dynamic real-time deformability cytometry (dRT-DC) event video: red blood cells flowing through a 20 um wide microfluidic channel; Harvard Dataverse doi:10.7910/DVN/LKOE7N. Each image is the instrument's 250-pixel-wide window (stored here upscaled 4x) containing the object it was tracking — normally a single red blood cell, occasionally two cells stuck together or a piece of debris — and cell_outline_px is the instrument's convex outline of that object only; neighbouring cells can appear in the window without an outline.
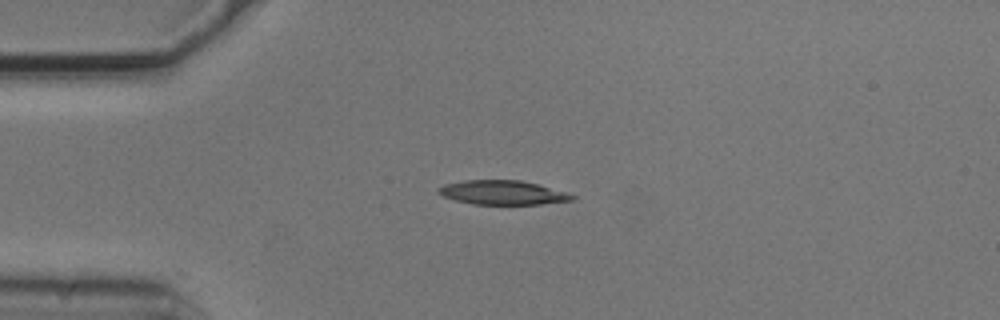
{"species": "common noctule bat (a hibernating species)", "species_latin": "Nyctalus noctula", "temperature_condition": "cold", "stored_images_in_passage": 9, "camera_frame_rate_fps": 3000, "um_per_image_px": 0.085, "animal": {"sex": "male", "body_mass_g": 20.5, "forearm_length_mm": 52.5}, "frame": {"image": 1, "passage_image": 2, "time_ms": 0.333, "image_size_px": [1000, 320], "cell_outline_px": [[576, 196], [572, 200], [540, 204], [472, 204], [456, 200], [444, 196], [436, 192], [436, 188], [444, 184], [464, 180], [520, 180], [568, 192]], "centroid_in_image_um": [42.7, 16.36], "position_along_channel_um": 42.3, "area_um2": 18.79}}
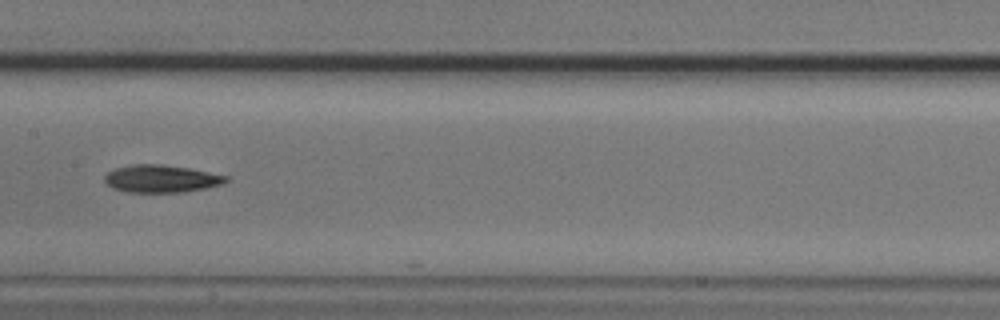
{"frame": {"image": 2, "passage_image": 6, "time_ms": 1.667, "image_size_px": [1000, 320], "cell_outline_px": [[232, 180], [220, 184], [204, 188], [184, 192], [128, 192], [112, 188], [104, 180], [104, 176], [108, 172], [116, 168], [132, 164], [160, 164], [188, 168], [228, 176]], "centroid_in_image_um": [13.7, 15.19], "position_along_channel_um": 193.7, "area_um2": 19.36}}
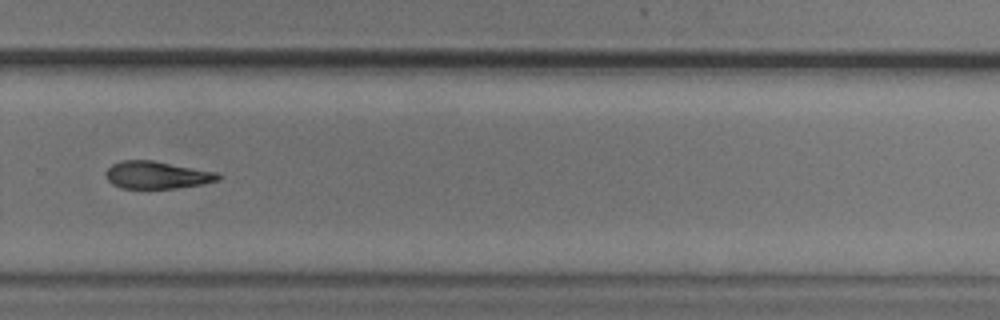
{"frame": {"image": 3, "passage_image": 9, "time_ms": 2.667, "image_size_px": [1000, 320], "cell_outline_px": [[224, 176], [220, 180], [200, 184], [176, 188], [120, 188], [112, 184], [104, 176], [104, 172], [112, 164], [120, 160], [152, 160], [216, 172]], "centroid_in_image_um": [13.31, 14.87], "position_along_channel_um": 316.5, "area_um2": 18.03}}